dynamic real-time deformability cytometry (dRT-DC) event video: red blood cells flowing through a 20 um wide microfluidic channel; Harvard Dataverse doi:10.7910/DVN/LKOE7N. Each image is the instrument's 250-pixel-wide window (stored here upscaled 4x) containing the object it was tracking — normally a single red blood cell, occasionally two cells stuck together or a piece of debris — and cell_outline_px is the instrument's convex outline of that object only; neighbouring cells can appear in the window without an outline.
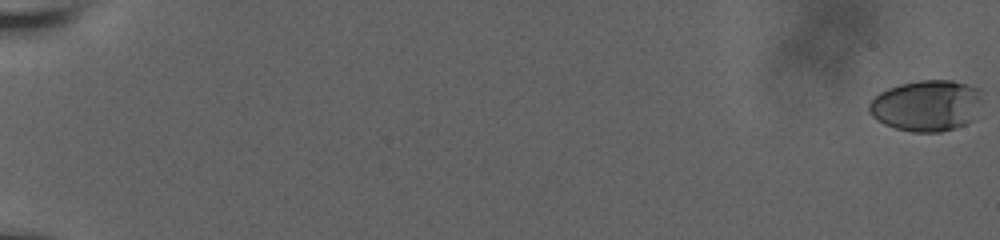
{"species": "human", "species_latin": "Homo sapiens", "temperature_condition": "room temperature", "stored_images_in_passage": 82, "camera_frame_rate_fps": 3000, "um_per_image_px": 0.085, "donor": {"sex": "male"}, "frame": {"image": 1, "passage_image": 1, "time_ms": 0.0, "image_size_px": [1000, 240], "cell_outline_px": [[984, 100], [976, 120], [956, 128], [940, 132], [912, 132], [896, 128], [884, 124], [876, 120], [868, 112], [868, 104], [880, 92], [888, 88], [900, 84], [920, 80], [952, 80], [980, 88]], "centroid_in_image_um": [78.83, 8.98], "position_along_channel_um": 6.2, "area_um2": 34.51}}
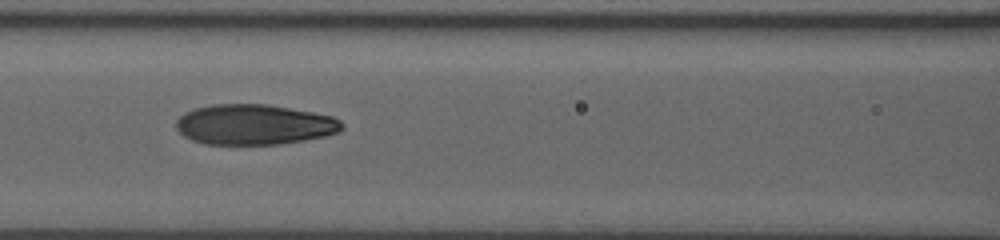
{"frame": {"image": 2, "passage_image": 33, "time_ms": 10.0, "image_size_px": [1000, 240], "cell_outline_px": [[344, 128], [340, 132], [324, 136], [304, 140], [276, 144], [204, 144], [192, 140], [184, 136], [176, 128], [176, 120], [184, 112], [196, 108], [212, 104], [268, 104], [312, 112], [332, 116], [340, 120], [344, 124]], "centroid_in_image_um": [21.61, 10.58], "position_along_channel_um": 145.0, "area_um2": 39.02}}
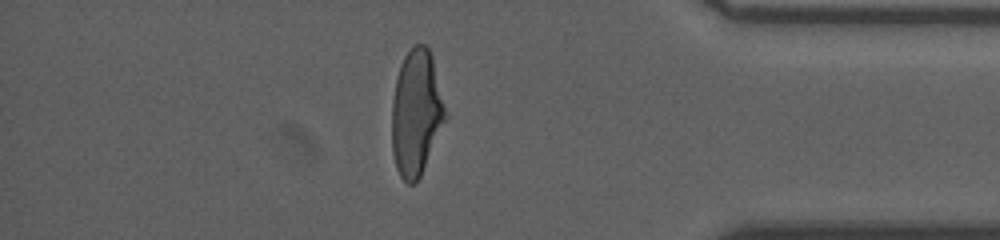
{"frame": {"image": 3, "passage_image": 78, "time_ms": 17.333, "image_size_px": [1000, 240], "cell_outline_px": [[448, 116], [420, 176], [412, 184], [408, 184], [400, 176], [396, 168], [392, 152], [392, 100], [396, 76], [400, 64], [404, 56], [416, 44], [424, 44], [428, 48], [432, 56]], "centroid_in_image_um": [35.38, 9.58], "position_along_channel_um": 399.8, "area_um2": 39.3}, "authors_computed_cell_mechanics": {"area_um2": 39.015, "velocity_mm_per_s": 3.7876, "shape_relaxation_time_tau1_ms": 6.589, "shape_relaxation_time_tau2_ms": 1.0066, "deformation_change_tau1": 0.2689, "deformation_change_tau2": 0.0658}}